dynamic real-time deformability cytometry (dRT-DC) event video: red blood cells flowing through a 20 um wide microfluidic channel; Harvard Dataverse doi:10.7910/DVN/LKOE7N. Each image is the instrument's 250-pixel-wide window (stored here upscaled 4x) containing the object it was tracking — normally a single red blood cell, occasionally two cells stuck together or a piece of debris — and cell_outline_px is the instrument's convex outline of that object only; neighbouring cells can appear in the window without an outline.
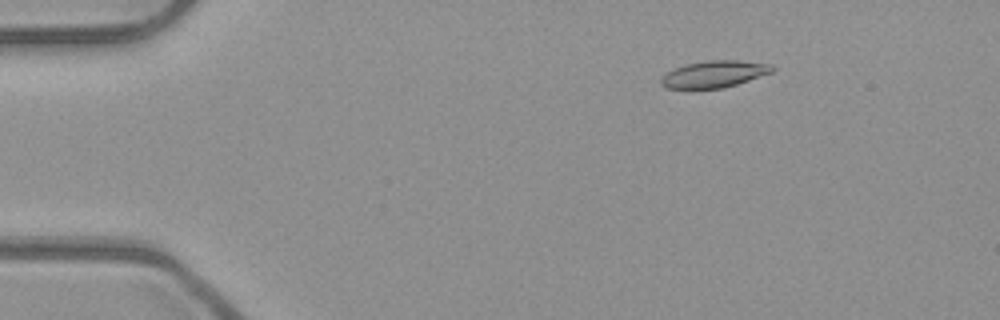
{"species": "common noctule bat (a hibernating species)", "species_latin": "Nyctalus noctula", "temperature_condition": "room temperature", "stored_images_in_passage": 46, "camera_frame_rate_fps": 3000, "um_per_image_px": 0.085, "animal": {"sex": "male", "body_mass_g": 23.1, "forearm_length_mm": 52.7}, "frame": {"image": 1, "passage_image": 2, "time_ms": 0.333, "image_size_px": [1000, 320], "cell_outline_px": [[776, 68], [772, 72], [724, 88], [668, 88], [660, 84], [660, 76], [676, 68], [688, 64], [708, 60], [736, 60], [772, 64]], "centroid_in_image_um": [60.72, 6.29], "position_along_channel_um": 24.3, "area_um2": 17.17}}
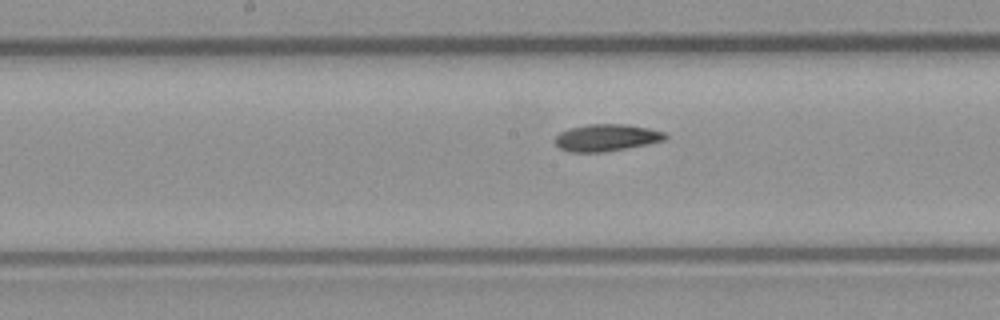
{"frame": {"image": 2, "passage_image": 21, "time_ms": 6.667, "image_size_px": [1000, 320], "cell_outline_px": [[668, 136], [664, 140], [648, 144], [604, 152], [568, 152], [560, 148], [556, 144], [556, 136], [560, 132], [568, 128], [588, 124], [628, 124], [648, 128], [664, 132]], "centroid_in_image_um": [51.54, 11.7], "position_along_channel_um": 196.7, "area_um2": 17.34}}
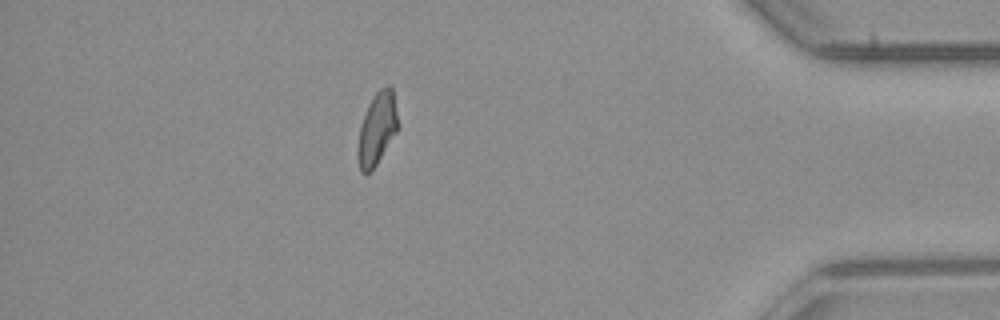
{"frame": {"image": 3, "passage_image": 40, "time_ms": 13.0, "image_size_px": [1000, 320], "cell_outline_px": [[396, 132], [376, 164], [368, 172], [360, 172], [356, 156], [356, 148], [360, 124], [368, 104], [376, 92], [380, 88], [388, 84], [392, 88], [396, 112]], "centroid_in_image_um": [31.98, 10.94], "position_along_channel_um": 403.2, "area_um2": 16.65}, "authors_computed_cell_mechanics": {"area_um2": 17.2244, "velocity_mm_per_s": 3.9623, "shape_relaxation_time_tau1_ms": 6.9065, "shape_relaxation_time_tau2_ms": 5.7742, "deformation_change_tau1": 0.1691, "deformation_change_tau2": 0.1006}}